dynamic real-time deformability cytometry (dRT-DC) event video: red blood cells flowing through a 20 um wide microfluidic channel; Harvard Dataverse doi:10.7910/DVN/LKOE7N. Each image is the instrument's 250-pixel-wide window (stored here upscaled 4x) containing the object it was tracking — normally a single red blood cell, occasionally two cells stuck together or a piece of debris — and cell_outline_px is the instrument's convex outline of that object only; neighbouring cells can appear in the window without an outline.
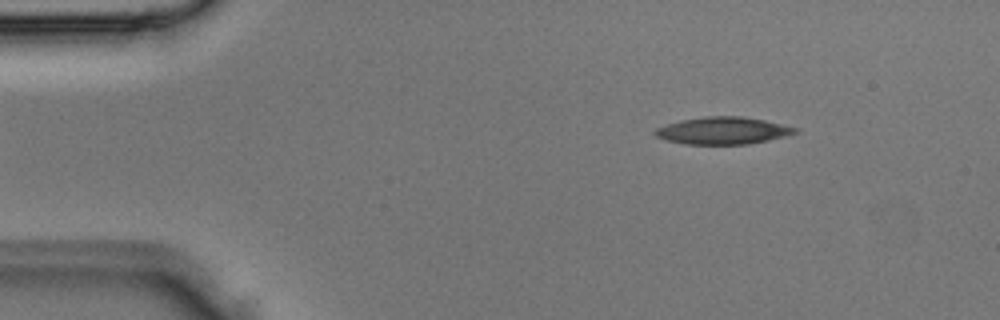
{"species": "Egyptian fruit bat (a non-hibernating species)", "species_latin": "Rousettus aegyptiacus", "temperature_condition": "room temperature", "stored_images_in_passage": 2, "camera_frame_rate_fps": 3000, "um_per_image_px": 0.085, "animal": {"sex": "male"}, "frame": {"image": 1, "passage_image": 1, "time_ms": 0.0, "image_size_px": [1000, 320], "cell_outline_px": [[800, 132], [768, 140], [748, 144], [684, 144], [664, 140], [656, 136], [652, 132], [656, 128], [680, 120], [704, 116], [744, 116], [764, 120], [800, 128]], "centroid_in_image_um": [61.45, 11.1], "position_along_channel_um": 23.6, "area_um2": 22.37}}